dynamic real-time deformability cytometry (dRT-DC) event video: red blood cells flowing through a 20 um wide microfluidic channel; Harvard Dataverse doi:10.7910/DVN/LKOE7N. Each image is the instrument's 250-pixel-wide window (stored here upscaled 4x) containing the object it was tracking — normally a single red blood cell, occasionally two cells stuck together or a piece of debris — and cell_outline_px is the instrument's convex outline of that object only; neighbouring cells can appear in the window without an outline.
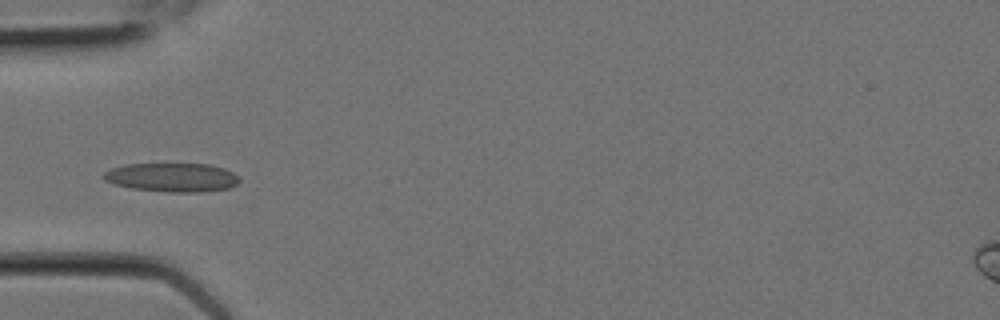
{"species": "Egyptian fruit bat (a non-hibernating species)", "species_latin": "Rousettus aegyptiacus", "temperature_condition": "room temperature", "stored_images_in_passage": 8, "camera_frame_rate_fps": 3000, "um_per_image_px": 0.085, "animal": {"sex": "female"}, "frame": {"image": 1, "passage_image": 6, "time_ms": 1.667, "image_size_px": [1000, 320], "cell_outline_px": [[240, 180], [236, 184], [228, 188], [200, 192], [168, 192], [132, 188], [112, 184], [104, 180], [100, 176], [104, 172], [112, 168], [124, 164], [212, 164], [224, 168], [240, 176]], "centroid_in_image_um": [14.61, 15.07], "position_along_channel_um": 70.4, "area_um2": 23.0}}
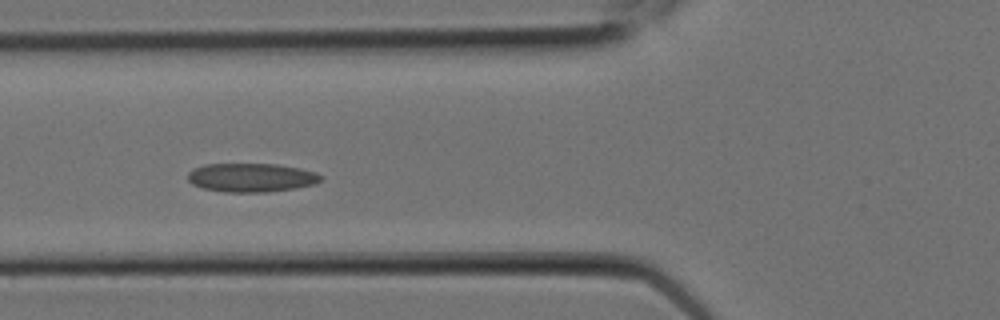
{"frame": {"image": 2, "passage_image": 7, "time_ms": 2.0, "image_size_px": [1000, 320], "cell_outline_px": [[324, 176], [316, 184], [292, 188], [264, 192], [224, 192], [204, 188], [192, 184], [188, 180], [188, 172], [192, 168], [204, 164], [276, 164], [300, 168], [316, 172]], "centroid_in_image_um": [21.35, 15.08], "position_along_channel_um": 104.5, "area_um2": 22.31}}
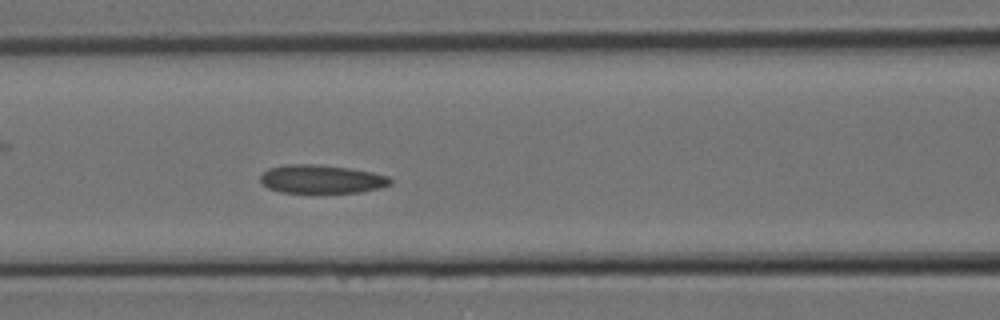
{"frame": {"image": 3, "passage_image": 8, "time_ms": 2.333, "image_size_px": [1000, 320], "cell_outline_px": [[392, 184], [380, 188], [360, 192], [280, 192], [268, 188], [260, 180], [260, 176], [268, 168], [288, 164], [316, 164], [348, 168], [372, 172], [388, 176], [392, 180]], "centroid_in_image_um": [27.34, 15.22], "position_along_channel_um": 139.3, "area_um2": 21.44}}